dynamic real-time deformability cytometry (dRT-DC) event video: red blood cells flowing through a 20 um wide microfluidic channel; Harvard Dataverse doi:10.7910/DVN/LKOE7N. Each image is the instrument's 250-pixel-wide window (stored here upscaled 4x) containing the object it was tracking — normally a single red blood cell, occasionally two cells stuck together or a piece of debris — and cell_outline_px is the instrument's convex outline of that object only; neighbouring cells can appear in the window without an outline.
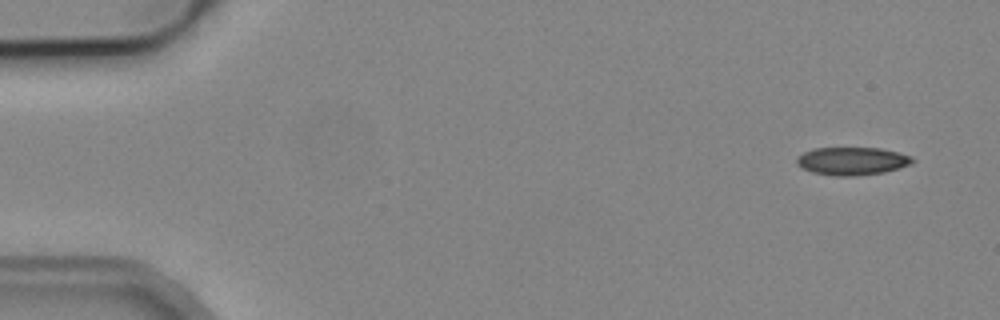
{"species": "common noctule bat (a hibernating species)", "species_latin": "Nyctalus noctula", "temperature_condition": "cold", "stored_images_in_passage": 9, "camera_frame_rate_fps": 3000, "um_per_image_px": 0.085, "animal": {"sex": "male", "body_mass_g": 19.2, "forearm_length_mm": 51.8}, "frame": {"image": 1, "passage_image": 1, "time_ms": 0.0, "image_size_px": [1000, 320], "cell_outline_px": [[916, 160], [912, 164], [900, 168], [884, 172], [856, 176], [832, 176], [812, 172], [800, 168], [796, 164], [796, 156], [812, 148], [880, 148], [912, 156]], "centroid_in_image_um": [72.41, 13.7], "position_along_channel_um": 12.6, "area_um2": 19.13}}
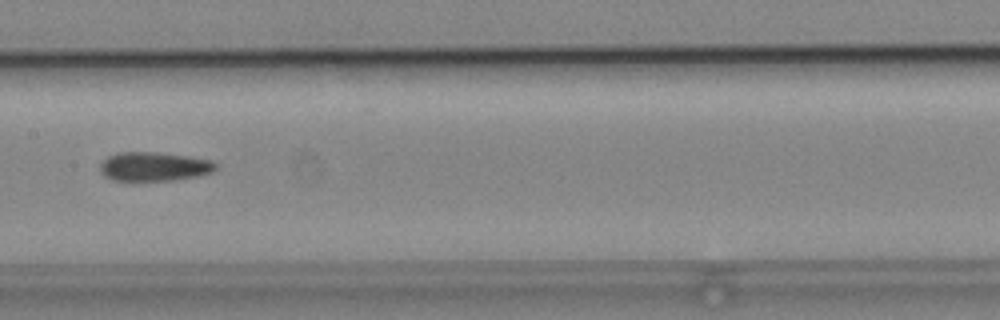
{"frame": {"image": 2, "passage_image": 7, "time_ms": 8.0, "image_size_px": [1000, 320], "cell_outline_px": [[216, 168], [212, 172], [200, 176], [172, 180], [112, 180], [104, 176], [100, 172], [100, 164], [108, 156], [116, 152], [156, 152], [212, 160], [216, 164]], "centroid_in_image_um": [13.07, 14.15], "position_along_channel_um": 194.3, "area_um2": 19.48}}
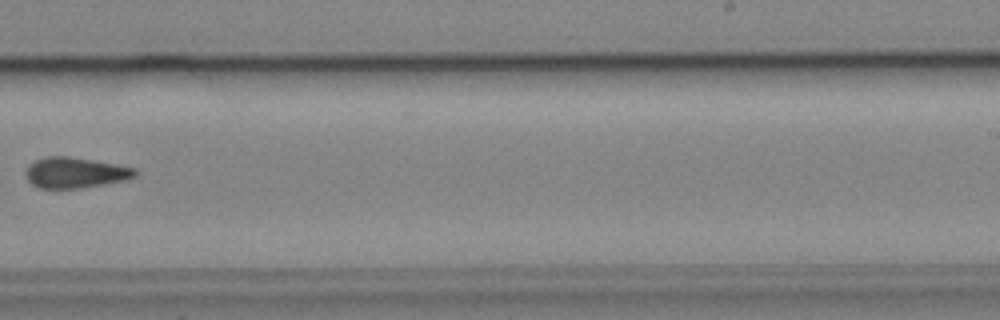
{"frame": {"image": 3, "passage_image": 9, "time_ms": 10.333, "image_size_px": [1000, 320], "cell_outline_px": [[140, 172], [136, 176], [128, 180], [80, 188], [40, 188], [32, 184], [28, 180], [24, 172], [28, 164], [44, 156], [68, 156], [92, 160], [136, 168]], "centroid_in_image_um": [6.4, 14.67], "position_along_channel_um": 282.6, "area_um2": 19.71}}